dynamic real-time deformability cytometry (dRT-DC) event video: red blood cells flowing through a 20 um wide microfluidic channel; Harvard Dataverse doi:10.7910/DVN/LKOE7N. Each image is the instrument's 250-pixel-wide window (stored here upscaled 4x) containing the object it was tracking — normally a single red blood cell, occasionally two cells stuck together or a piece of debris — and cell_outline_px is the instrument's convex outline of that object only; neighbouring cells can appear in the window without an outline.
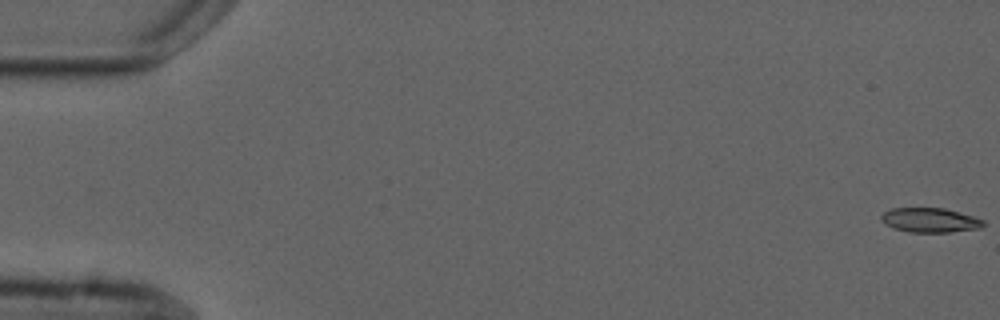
{"species": "common noctule bat (a hibernating species)", "species_latin": "Nyctalus noctula", "temperature_condition": "cold", "stored_images_in_passage": 5, "camera_frame_rate_fps": 3000, "um_per_image_px": 0.085, "animal": {"sex": "male", "forearm_length_mm": 52.5}, "frame": {"image": 1, "passage_image": 1, "time_ms": 0.0, "image_size_px": [1000, 320], "cell_outline_px": [[984, 224], [980, 228], [952, 232], [908, 232], [892, 228], [884, 224], [880, 220], [880, 216], [884, 212], [892, 208], [944, 208], [972, 216], [984, 220]], "centroid_in_image_um": [79.0, 18.72], "position_along_channel_um": 6.0, "area_um2": 14.62}}
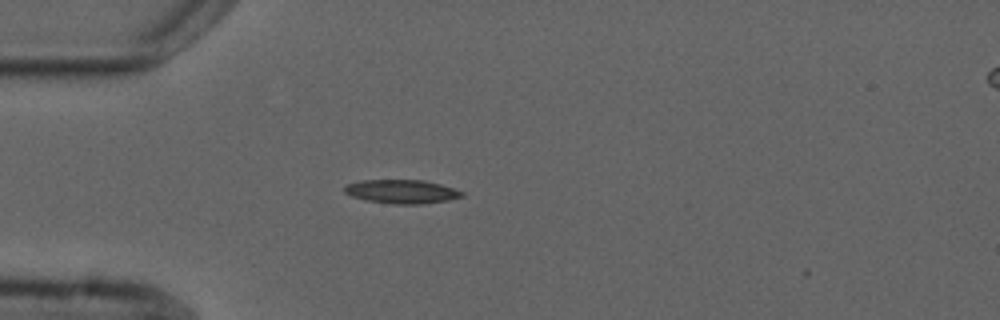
{"frame": {"image": 2, "passage_image": 4, "time_ms": 5.0, "image_size_px": [1000, 320], "cell_outline_px": [[464, 196], [448, 200], [420, 204], [392, 204], [364, 200], [352, 196], [344, 192], [344, 188], [348, 184], [364, 180], [424, 180], [440, 184], [464, 192]], "centroid_in_image_um": [34.15, 16.29], "position_along_channel_um": 50.8, "area_um2": 16.18}}